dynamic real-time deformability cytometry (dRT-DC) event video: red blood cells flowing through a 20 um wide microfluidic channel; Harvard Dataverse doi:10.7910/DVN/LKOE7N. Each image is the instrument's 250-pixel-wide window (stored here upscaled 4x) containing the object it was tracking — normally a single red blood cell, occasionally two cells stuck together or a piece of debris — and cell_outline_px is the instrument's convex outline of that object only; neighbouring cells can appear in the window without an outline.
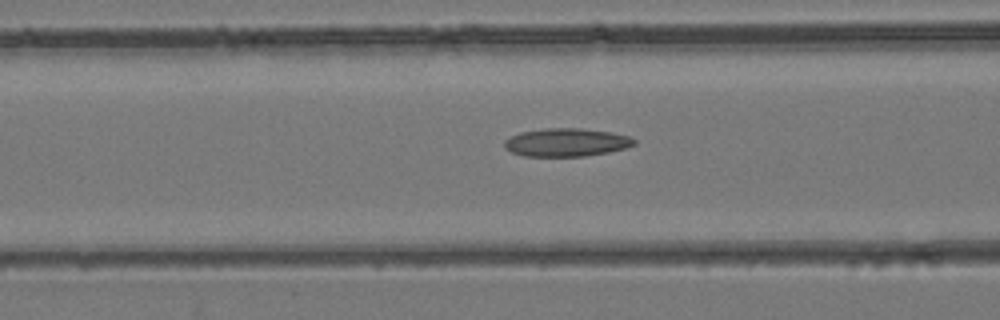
{"species": "common noctule bat (a hibernating species)", "species_latin": "Nyctalus noctula", "temperature_condition": "room temperature", "stored_images_in_passage": 21, "camera_frame_rate_fps": 3000, "um_per_image_px": 0.085, "animal": {"sex": "female", "body_mass_g": 24.6, "forearm_length_mm": 56.2}, "frame": {"image": 1, "passage_image": 10, "time_ms": 3.0, "image_size_px": [1000, 320], "cell_outline_px": [[636, 144], [624, 148], [608, 152], [584, 156], [524, 156], [512, 152], [504, 148], [504, 140], [520, 132], [544, 128], [580, 128], [608, 132], [628, 136], [636, 140]], "centroid_in_image_um": [48.11, 12.1], "position_along_channel_um": 118.5, "area_um2": 21.15}}
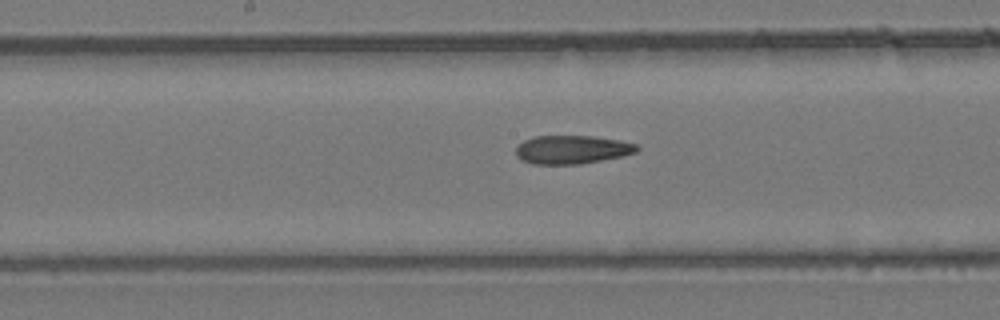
{"frame": {"image": 2, "passage_image": 15, "time_ms": 4.667, "image_size_px": [1000, 320], "cell_outline_px": [[640, 148], [636, 152], [624, 156], [580, 164], [532, 164], [520, 160], [516, 156], [516, 148], [524, 140], [536, 136], [592, 136], [620, 140], [636, 144]], "centroid_in_image_um": [48.62, 12.72], "position_along_channel_um": 199.6, "area_um2": 20.17}}
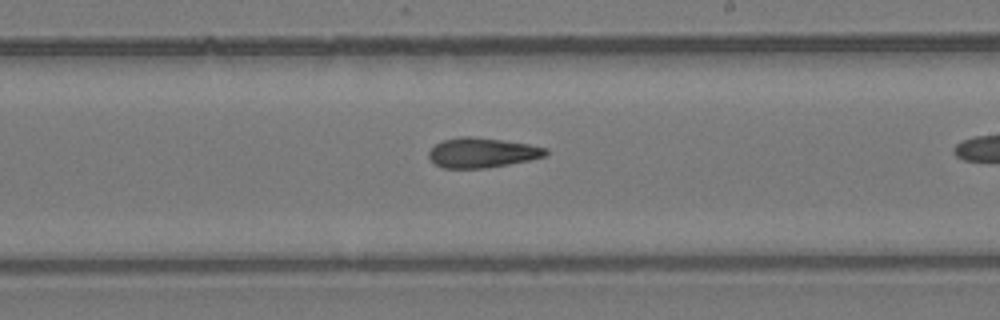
{"frame": {"image": 3, "passage_image": 18, "time_ms": 5.667, "image_size_px": [1000, 320], "cell_outline_px": [[548, 152], [544, 156], [528, 160], [488, 168], [444, 168], [436, 164], [428, 156], [428, 152], [436, 144], [444, 140], [460, 136], [468, 136], [504, 140], [528, 144], [548, 148]], "centroid_in_image_um": [40.98, 12.97], "position_along_channel_um": 248.0, "area_um2": 20.17}}